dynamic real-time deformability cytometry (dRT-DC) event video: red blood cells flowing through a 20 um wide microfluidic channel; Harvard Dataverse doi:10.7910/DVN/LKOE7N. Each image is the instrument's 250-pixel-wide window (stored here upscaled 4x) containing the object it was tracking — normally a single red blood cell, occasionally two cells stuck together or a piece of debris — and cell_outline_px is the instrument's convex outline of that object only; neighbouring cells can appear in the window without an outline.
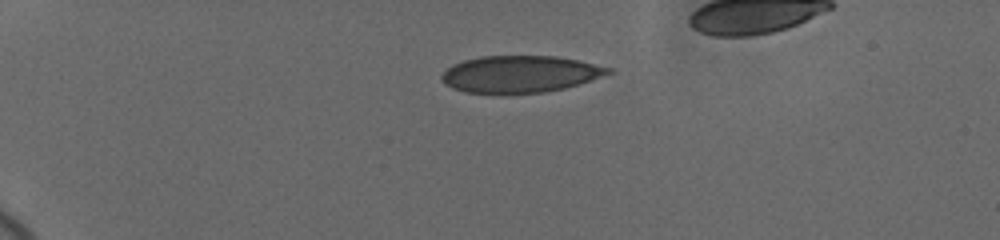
{"species": "human", "species_latin": "Homo sapiens", "temperature_condition": "cold", "stored_images_in_passage": 5, "segment_of_instrument_passage": [1, 2], "camera_frame_rate_fps": 3000, "um_per_image_px": 0.085, "donor": {"sex": "female"}, "frame": {"image": 1, "passage_image": 1, "time_ms": 0.0, "image_size_px": [1000, 240], "cell_outline_px": [[616, 72], [564, 88], [544, 92], [468, 92], [452, 88], [444, 84], [440, 80], [440, 76], [452, 64], [464, 60], [480, 56], [556, 56], [616, 68]], "centroid_in_image_um": [44.23, 6.27], "position_along_channel_um": 40.8, "area_um2": 35.55}}
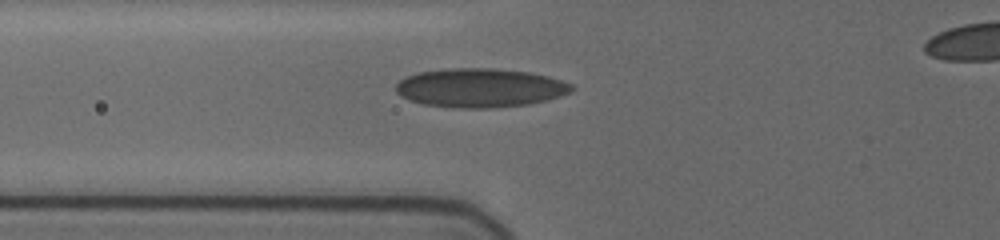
{"frame": {"image": 2, "passage_image": 4, "time_ms": 3.0, "image_size_px": [1000, 240], "cell_outline_px": [[576, 88], [572, 92], [548, 100], [528, 104], [492, 108], [456, 108], [424, 104], [408, 100], [400, 96], [396, 92], [396, 84], [400, 80], [416, 72], [448, 68], [492, 68], [532, 72], [548, 76], [572, 84]], "centroid_in_image_um": [40.82, 7.46], "position_along_channel_um": 85.0, "area_um2": 40.23}}